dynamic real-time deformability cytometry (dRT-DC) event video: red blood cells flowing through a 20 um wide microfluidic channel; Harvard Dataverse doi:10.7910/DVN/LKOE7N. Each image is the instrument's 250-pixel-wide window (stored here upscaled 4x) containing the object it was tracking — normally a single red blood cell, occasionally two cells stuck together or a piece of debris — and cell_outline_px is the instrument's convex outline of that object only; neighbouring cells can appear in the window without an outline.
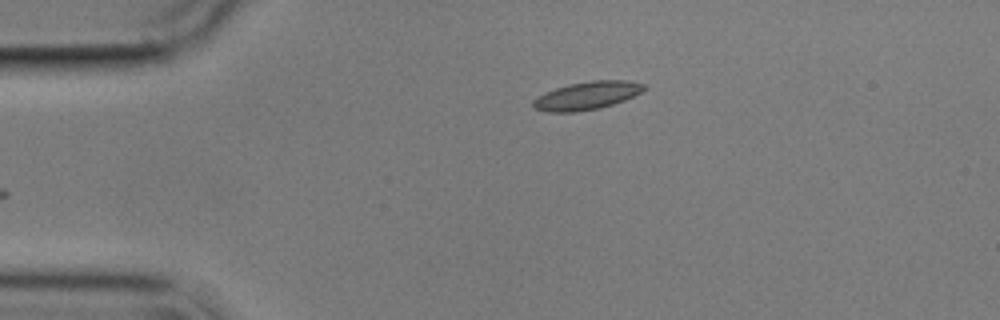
{"species": "common noctule bat (a hibernating species)", "species_latin": "Nyctalus noctula", "temperature_condition": "cold", "stored_images_in_passage": 46, "camera_frame_rate_fps": 3000, "um_per_image_px": 0.085, "animal": {"sex": "male", "body_mass_g": 17.9}, "frame": {"image": 1, "passage_image": 1, "time_ms": 0.0, "image_size_px": [1000, 320], "cell_outline_px": [[648, 88], [624, 100], [600, 108], [576, 112], [548, 112], [532, 108], [532, 100], [536, 96], [544, 92], [568, 84], [592, 80], [628, 80], [648, 84]], "centroid_in_image_um": [49.87, 8.12], "position_along_channel_um": 35.1, "area_um2": 18.38}}
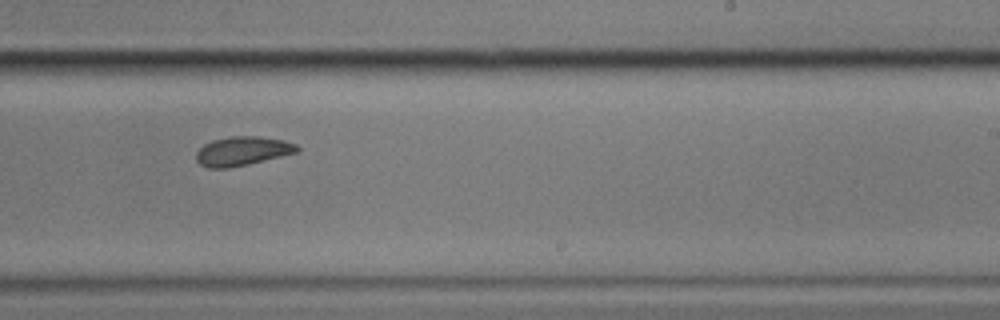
{"frame": {"image": 2, "passage_image": 24, "time_ms": 7.667, "image_size_px": [1000, 320], "cell_outline_px": [[300, 152], [248, 164], [228, 168], [208, 168], [200, 164], [196, 160], [196, 152], [204, 144], [212, 140], [228, 136], [260, 136], [284, 140], [296, 144], [300, 148]], "centroid_in_image_um": [20.62, 12.83], "position_along_channel_um": 268.4, "area_um2": 17.28}}
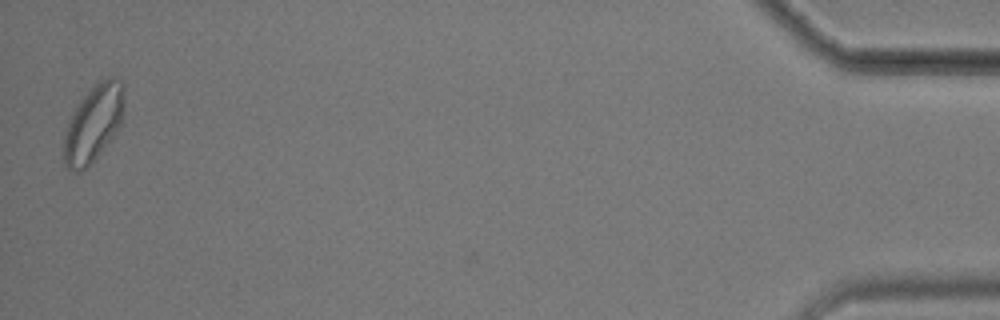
{"frame": {"image": 3, "passage_image": 45, "time_ms": 14.667, "image_size_px": [1000, 320], "cell_outline_px": [[124, 116], [120, 124], [112, 136], [100, 152], [80, 172], [76, 172], [68, 168], [64, 164], [64, 136], [68, 124], [76, 104], [104, 76], [116, 76], [124, 84]], "centroid_in_image_um": [7.97, 10.42], "position_along_channel_um": 427.2, "area_um2": 26.7}, "authors_computed_cell_mechanics": {"area_um2": 17.2822, "velocity_mm_per_s": 3.5366, "shape_relaxation_time_tau1_ms": 5.4578, "shape_relaxation_time_tau2_ms": 3.826, "deformation_change_tau1": 0.1237, "deformation_change_tau2": 0.0794}}